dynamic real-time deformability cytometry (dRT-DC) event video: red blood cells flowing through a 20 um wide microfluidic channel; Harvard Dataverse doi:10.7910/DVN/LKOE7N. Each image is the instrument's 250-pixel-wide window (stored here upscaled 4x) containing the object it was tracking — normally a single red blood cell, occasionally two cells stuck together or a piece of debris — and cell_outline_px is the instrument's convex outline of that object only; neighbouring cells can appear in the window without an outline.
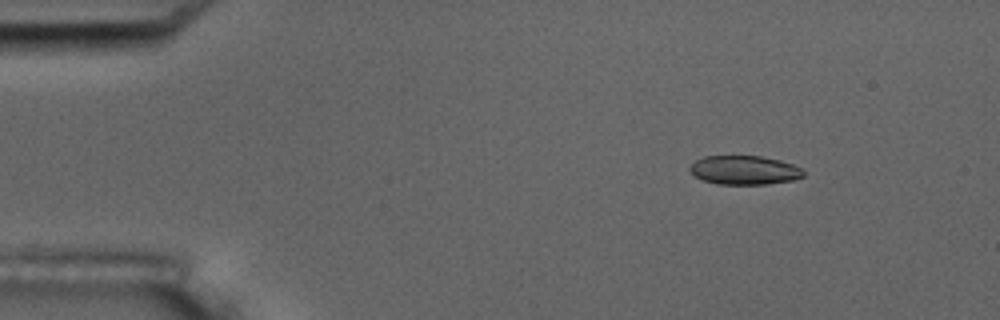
{"species": "common noctule bat (a hibernating species)", "species_latin": "Nyctalus noctula", "temperature_condition": "room temperature", "stored_images_in_passage": 4, "camera_frame_rate_fps": 3000, "um_per_image_px": 0.085, "animal": {"sex": "male", "body_mass_g": 17.5, "forearm_length_mm": 52.3}, "frame": {"image": 1, "passage_image": 2, "time_ms": 1.333, "image_size_px": [1000, 320], "cell_outline_px": [[804, 176], [792, 180], [764, 184], [716, 184], [704, 180], [696, 176], [688, 168], [696, 160], [704, 156], [760, 156], [780, 160], [792, 164], [800, 168], [804, 172]], "centroid_in_image_um": [63.27, 14.45], "position_along_channel_um": 21.7, "area_um2": 18.96}}
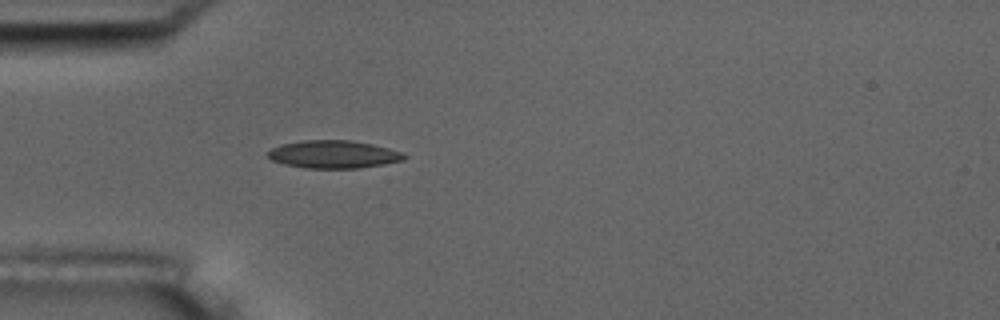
{"frame": {"image": 2, "passage_image": 4, "time_ms": 4.333, "image_size_px": [1000, 320], "cell_outline_px": [[408, 156], [404, 160], [384, 164], [360, 168], [304, 168], [284, 164], [272, 160], [268, 156], [268, 152], [272, 148], [280, 144], [304, 140], [348, 140], [372, 144], [404, 152]], "centroid_in_image_um": [28.37, 13.12], "position_along_channel_um": 56.6, "area_um2": 22.14}}